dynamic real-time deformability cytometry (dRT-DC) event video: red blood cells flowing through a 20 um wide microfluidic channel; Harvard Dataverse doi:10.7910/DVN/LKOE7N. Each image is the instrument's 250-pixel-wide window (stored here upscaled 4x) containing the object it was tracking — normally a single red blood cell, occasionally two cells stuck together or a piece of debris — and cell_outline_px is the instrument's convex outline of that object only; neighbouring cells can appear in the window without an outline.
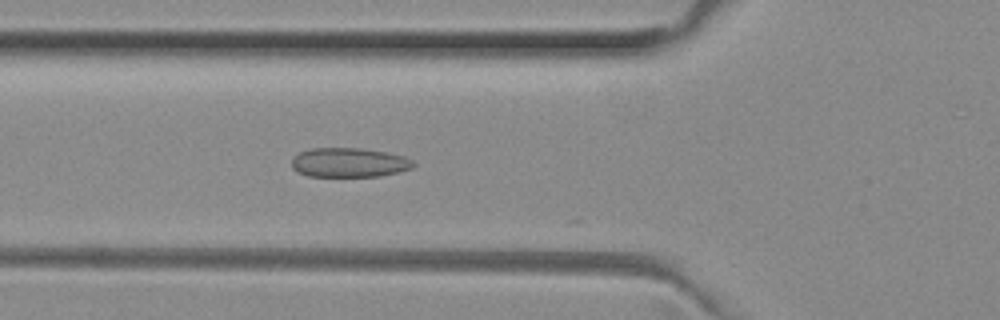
{"species": "common noctule bat (a hibernating species)", "species_latin": "Nyctalus noctula", "temperature_condition": "room temperature", "stored_images_in_passage": 28, "camera_frame_rate_fps": 3000, "um_per_image_px": 0.085, "animal": {"sex": "female", "body_mass_g": 29.2, "forearm_length_mm": 56.3}, "frame": {"image": 1, "passage_image": 12, "time_ms": 3.667, "image_size_px": [1000, 320], "cell_outline_px": [[416, 164], [412, 168], [400, 172], [380, 176], [308, 176], [292, 168], [292, 160], [300, 152], [312, 148], [360, 148], [384, 152], [404, 156], [412, 160]], "centroid_in_image_um": [29.71, 13.82], "position_along_channel_um": 96.1, "area_um2": 20.69}}
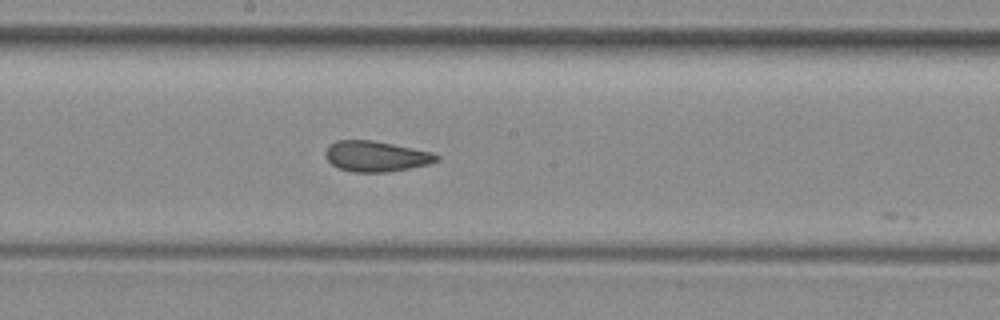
{"frame": {"image": 2, "passage_image": 21, "time_ms": 6.667, "image_size_px": [1000, 320], "cell_outline_px": [[440, 160], [428, 164], [388, 172], [352, 172], [340, 168], [332, 164], [328, 160], [324, 152], [328, 144], [336, 140], [372, 140], [432, 152], [440, 156]], "centroid_in_image_um": [31.94, 13.28], "position_along_channel_um": 216.3, "area_um2": 19.77}}
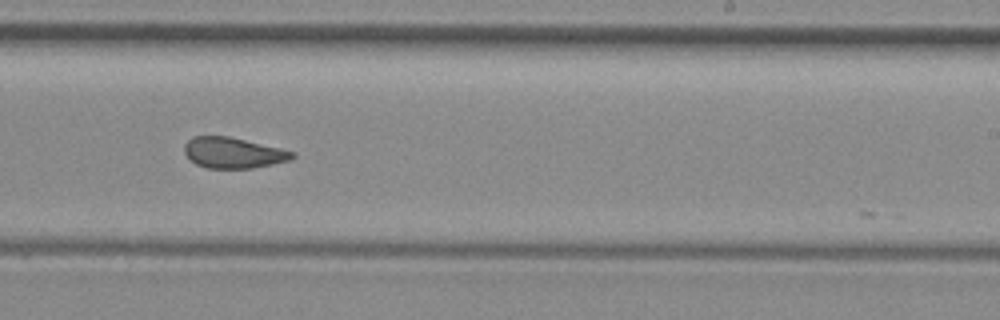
{"frame": {"image": 3, "passage_image": 25, "time_ms": 8.0, "image_size_px": [1000, 320], "cell_outline_px": [[296, 156], [288, 160], [252, 168], [208, 168], [196, 164], [184, 152], [184, 144], [192, 136], [228, 136], [280, 148], [296, 152]], "centroid_in_image_um": [19.81, 12.98], "position_along_channel_um": 269.2, "area_um2": 19.13}}